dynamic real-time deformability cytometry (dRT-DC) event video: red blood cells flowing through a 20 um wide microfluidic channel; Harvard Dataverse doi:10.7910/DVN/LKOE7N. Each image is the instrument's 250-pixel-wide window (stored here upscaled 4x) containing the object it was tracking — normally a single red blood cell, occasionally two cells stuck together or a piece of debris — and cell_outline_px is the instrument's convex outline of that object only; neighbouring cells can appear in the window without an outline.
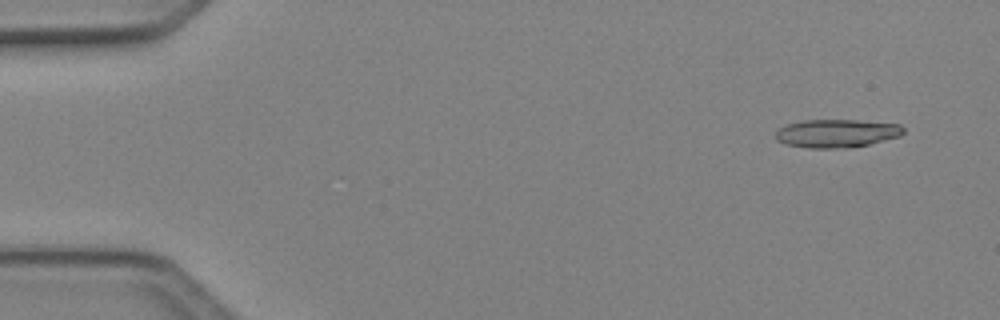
{"species": "Egyptian fruit bat (a non-hibernating species)", "species_latin": "Rousettus aegyptiacus", "temperature_condition": "cold", "stored_images_in_passage": 4, "camera_frame_rate_fps": 3000, "um_per_image_px": 0.085, "animal": {"sex": "female"}, "frame": {"image": 1, "passage_image": 1, "time_ms": 0.0, "image_size_px": [1000, 320], "cell_outline_px": [[904, 132], [900, 136], [868, 144], [844, 148], [808, 148], [784, 144], [776, 140], [776, 132], [780, 128], [788, 124], [804, 120], [856, 120], [900, 124], [904, 128]], "centroid_in_image_um": [71.11, 11.33], "position_along_channel_um": 13.9, "area_um2": 20.92}}
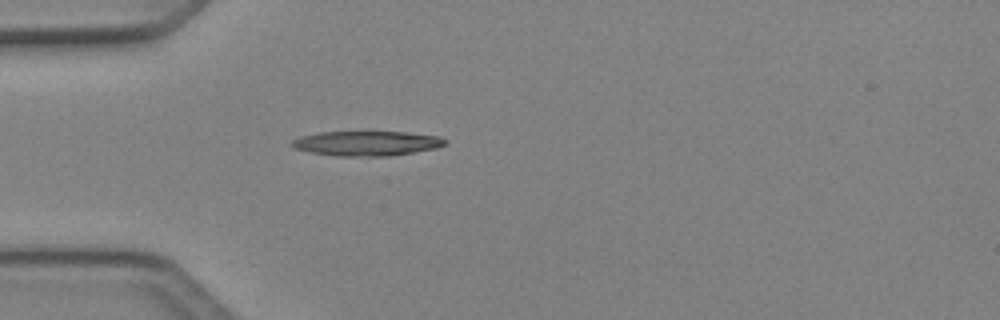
{"frame": {"image": 2, "passage_image": 4, "time_ms": 1.0, "image_size_px": [1000, 320], "cell_outline_px": [[448, 144], [436, 148], [388, 156], [336, 156], [312, 152], [296, 148], [288, 144], [292, 140], [300, 136], [320, 132], [404, 132], [440, 136], [448, 140]], "centroid_in_image_um": [31.19, 12.18], "position_along_channel_um": 53.8, "area_um2": 22.08}}